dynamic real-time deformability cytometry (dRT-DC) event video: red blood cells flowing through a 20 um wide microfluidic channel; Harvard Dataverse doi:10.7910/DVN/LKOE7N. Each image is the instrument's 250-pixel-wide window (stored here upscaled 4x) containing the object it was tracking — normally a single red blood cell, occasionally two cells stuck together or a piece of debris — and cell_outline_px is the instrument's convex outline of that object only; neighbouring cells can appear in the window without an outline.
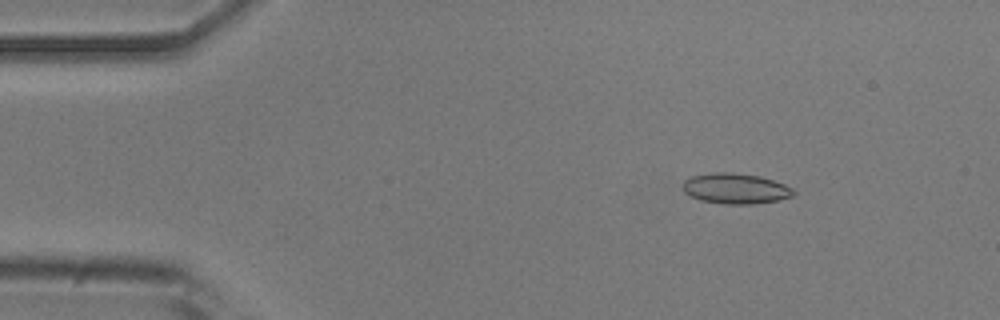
{"species": "common noctule bat (a hibernating species)", "species_latin": "Nyctalus noctula", "temperature_condition": "room temperature", "stored_images_in_passage": 52, "camera_frame_rate_fps": 3000, "um_per_image_px": 0.085, "animal": {"sex": "male", "body_mass_g": 20.5, "forearm_length_mm": 52.5}, "frame": {"image": 1, "passage_image": 6, "time_ms": 1.667, "image_size_px": [1000, 320], "cell_outline_px": [[796, 192], [792, 196], [776, 200], [756, 204], [724, 204], [700, 200], [684, 192], [684, 180], [688, 176], [712, 172], [732, 172], [760, 176], [784, 184], [792, 188]], "centroid_in_image_um": [62.5, 16.01], "position_along_channel_um": 22.5, "area_um2": 19.71}}
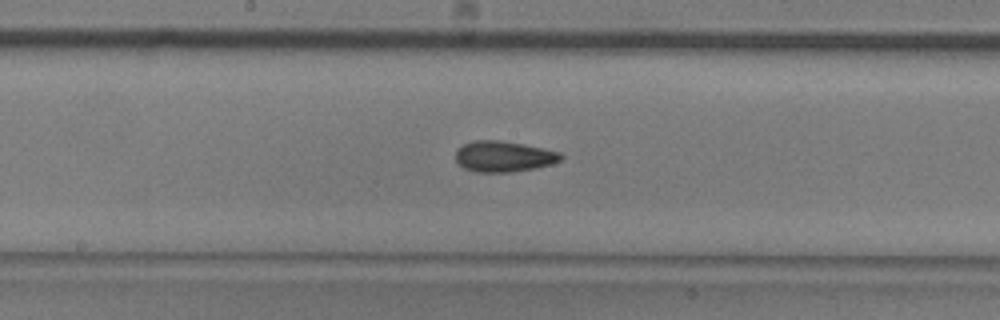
{"frame": {"image": 2, "passage_image": 26, "time_ms": 8.333, "image_size_px": [1000, 320], "cell_outline_px": [[564, 156], [560, 160], [552, 164], [536, 168], [512, 172], [476, 172], [464, 168], [456, 160], [456, 148], [472, 140], [500, 140], [524, 144], [544, 148], [560, 152]], "centroid_in_image_um": [42.82, 13.29], "position_along_channel_um": 205.4, "area_um2": 19.07}}
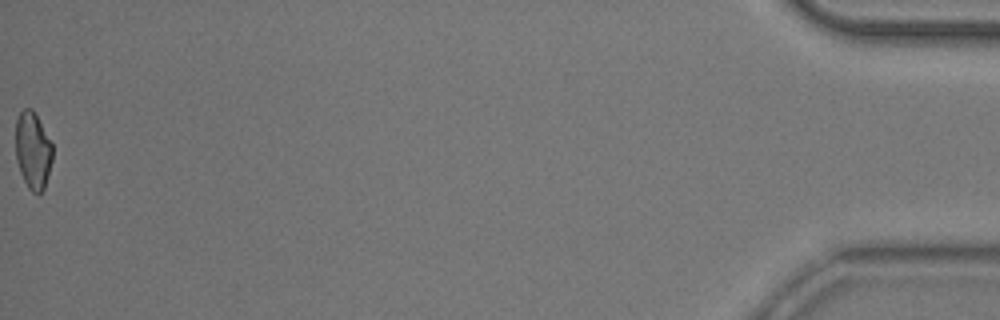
{"frame": {"image": 3, "passage_image": 52, "time_ms": 17.0, "image_size_px": [1000, 320], "cell_outline_px": [[52, 160], [44, 188], [40, 192], [32, 192], [28, 188], [20, 172], [16, 160], [16, 120], [20, 112], [24, 108], [32, 108], [52, 144]], "centroid_in_image_um": [2.78, 12.78], "position_along_channel_um": 432.4, "area_um2": 16.36}, "authors_computed_cell_mechanics": {"area_um2": 18.1781, "velocity_mm_per_s": 3.8009, "shape_relaxation_time_tau1_ms": 10.9187, "shape_relaxation_time_tau2_ms": 3.1482, "deformation_change_tau1": 0.1706, "deformation_change_tau2": 0.0945}}